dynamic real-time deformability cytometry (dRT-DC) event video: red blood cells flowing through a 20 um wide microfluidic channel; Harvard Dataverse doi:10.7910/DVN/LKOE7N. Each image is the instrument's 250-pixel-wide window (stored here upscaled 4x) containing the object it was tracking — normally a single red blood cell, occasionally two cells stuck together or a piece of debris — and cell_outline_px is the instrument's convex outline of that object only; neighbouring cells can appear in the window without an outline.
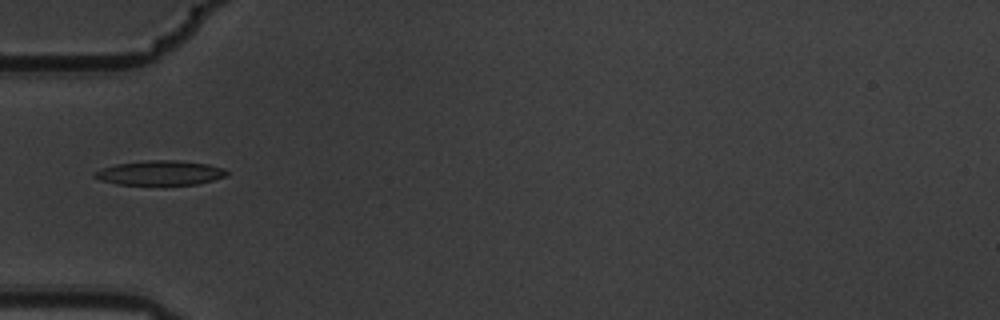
{"species": "common noctule bat (a hibernating species)", "species_latin": "Nyctalus noctula", "temperature_condition": "warm", "stored_images_in_passage": 6, "camera_frame_rate_fps": 3000, "um_per_image_px": 0.085, "animal": {"sex": "male", "body_mass_g": 19.5, "forearm_length_mm": 54.6}, "frame": {"image": 1, "passage_image": 4, "time_ms": 1.0, "image_size_px": [1000, 320], "cell_outline_px": [[228, 172], [224, 176], [212, 180], [196, 184], [116, 184], [100, 180], [92, 176], [92, 172], [100, 168], [116, 164], [148, 160], [180, 160], [208, 164], [224, 168]], "centroid_in_image_um": [13.55, 14.68], "position_along_channel_um": 71.4, "area_um2": 18.84}}
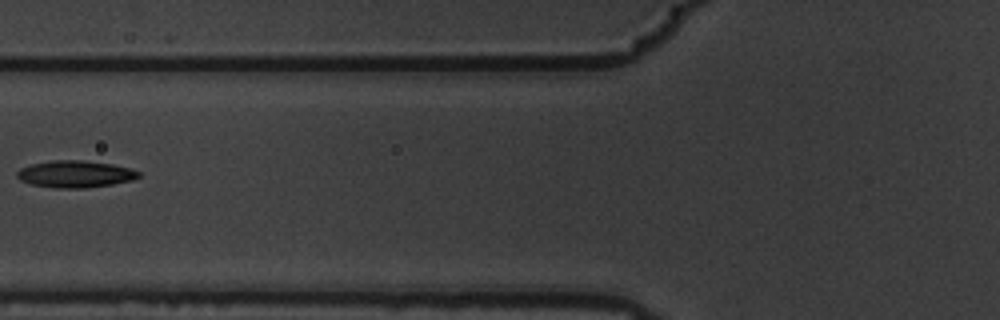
{"frame": {"image": 2, "passage_image": 5, "time_ms": 1.333, "image_size_px": [1000, 320], "cell_outline_px": [[140, 176], [132, 180], [112, 184], [88, 188], [52, 188], [32, 184], [20, 180], [16, 176], [16, 172], [20, 168], [28, 164], [52, 160], [84, 160], [112, 164], [132, 168], [140, 172]], "centroid_in_image_um": [6.38, 14.79], "position_along_channel_um": 119.4, "area_um2": 19.36}}
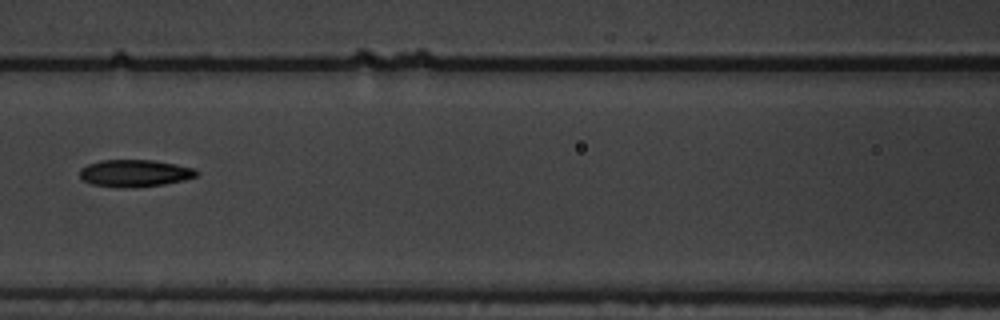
{"frame": {"image": 3, "passage_image": 6, "time_ms": 1.667, "image_size_px": [1000, 320], "cell_outline_px": [[200, 172], [196, 176], [184, 180], [164, 184], [124, 188], [92, 184], [84, 180], [80, 176], [80, 168], [88, 164], [100, 160], [152, 160], [176, 164], [192, 168]], "centroid_in_image_um": [11.45, 14.71], "position_along_channel_um": 155.2, "area_um2": 18.32}}